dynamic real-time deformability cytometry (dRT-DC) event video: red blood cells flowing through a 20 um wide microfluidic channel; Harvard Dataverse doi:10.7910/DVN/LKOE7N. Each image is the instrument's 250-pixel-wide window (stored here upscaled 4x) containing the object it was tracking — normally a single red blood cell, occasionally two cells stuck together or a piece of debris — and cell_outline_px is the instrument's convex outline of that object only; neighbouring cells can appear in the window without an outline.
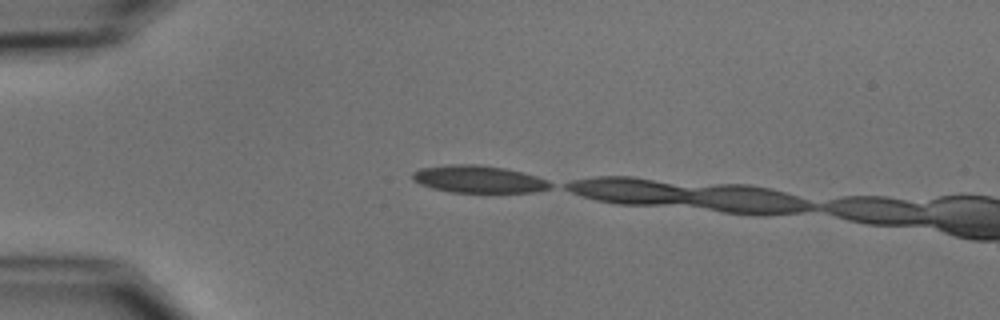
{"species": "common noctule bat (a hibernating species)", "species_latin": "Nyctalus noctula", "temperature_condition": "cold", "stored_images_in_passage": 2, "camera_frame_rate_fps": 3000, "um_per_image_px": 0.085, "animal": {"sex": "male", "body_mass_g": 15.6}, "frame": {"image": 1, "passage_image": 1, "time_ms": 0.0, "image_size_px": [1000, 320], "cell_outline_px": [[556, 184], [552, 188], [536, 192], [452, 192], [432, 188], [420, 184], [412, 180], [412, 172], [420, 168], [448, 164], [480, 164], [504, 168], [536, 176], [548, 180]], "centroid_in_image_um": [40.7, 15.23], "position_along_channel_um": 44.3, "area_um2": 22.14}}